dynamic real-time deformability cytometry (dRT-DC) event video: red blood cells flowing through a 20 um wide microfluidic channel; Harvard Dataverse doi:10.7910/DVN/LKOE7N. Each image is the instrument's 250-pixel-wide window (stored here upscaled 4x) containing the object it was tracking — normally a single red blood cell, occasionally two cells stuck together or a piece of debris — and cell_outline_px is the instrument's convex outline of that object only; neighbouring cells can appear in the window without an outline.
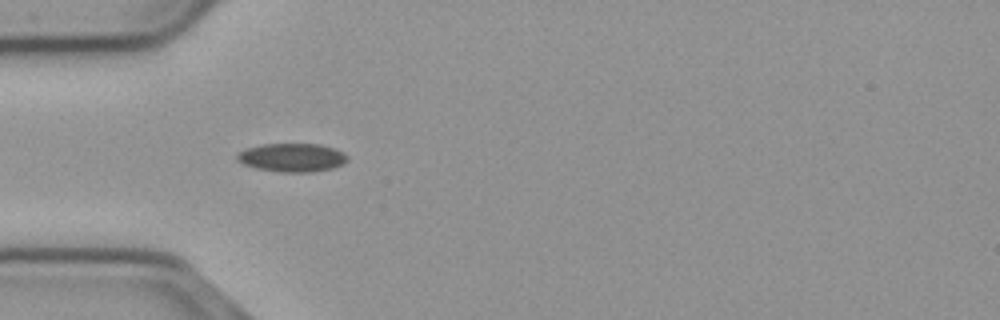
{"species": "common noctule bat (a hibernating species)", "species_latin": "Nyctalus noctula", "temperature_condition": "cold", "stored_images_in_passage": 14, "camera_frame_rate_fps": 3000, "um_per_image_px": 0.085, "animal": {"sex": "male", "body_mass_g": 23.1, "forearm_length_mm": 52.7}, "frame": {"image": 1, "passage_image": 5, "time_ms": 1.333, "image_size_px": [1000, 320], "cell_outline_px": [[348, 160], [344, 164], [332, 168], [312, 172], [284, 172], [256, 168], [244, 164], [236, 160], [236, 152], [244, 148], [260, 144], [320, 144], [336, 148], [344, 152], [348, 156]], "centroid_in_image_um": [24.82, 13.38], "position_along_channel_um": 60.2, "area_um2": 18.61}}
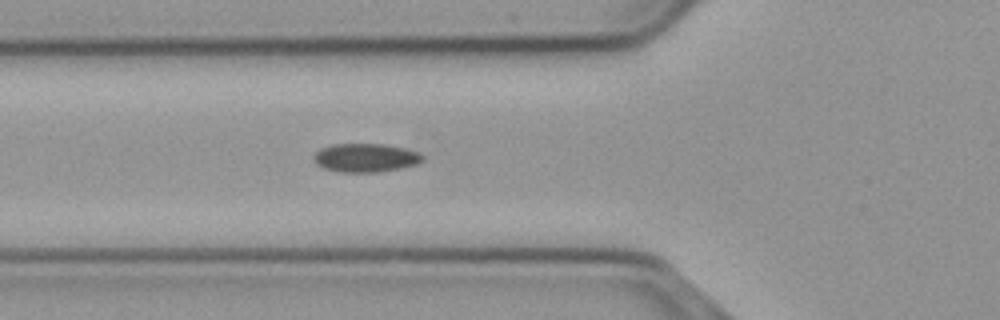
{"frame": {"image": 2, "passage_image": 8, "time_ms": 2.333, "image_size_px": [1000, 320], "cell_outline_px": [[424, 160], [416, 164], [376, 172], [344, 172], [324, 168], [316, 164], [312, 156], [320, 148], [332, 144], [384, 144], [404, 148], [416, 152], [424, 156]], "centroid_in_image_um": [31.03, 13.4], "position_along_channel_um": 94.8, "area_um2": 17.92}}
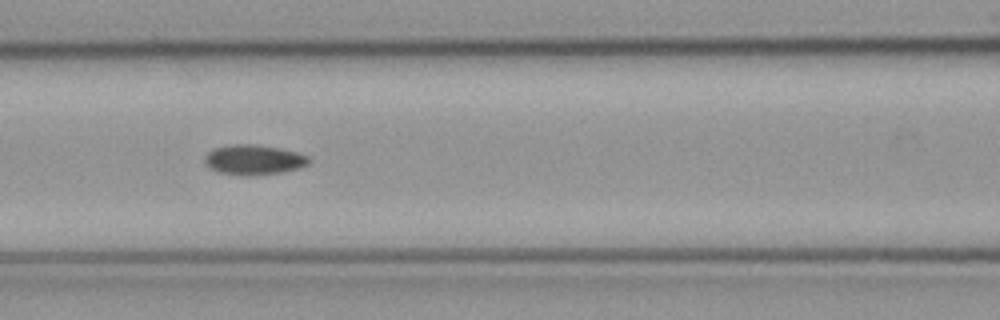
{"frame": {"image": 3, "passage_image": 12, "time_ms": 3.667, "image_size_px": [1000, 320], "cell_outline_px": [[308, 164], [300, 168], [284, 172], [256, 176], [244, 176], [216, 172], [208, 168], [204, 164], [204, 156], [212, 148], [232, 144], [252, 144], [280, 148], [296, 152], [308, 156]], "centroid_in_image_um": [21.51, 13.6], "position_along_channel_um": 145.1, "area_um2": 18.61}}